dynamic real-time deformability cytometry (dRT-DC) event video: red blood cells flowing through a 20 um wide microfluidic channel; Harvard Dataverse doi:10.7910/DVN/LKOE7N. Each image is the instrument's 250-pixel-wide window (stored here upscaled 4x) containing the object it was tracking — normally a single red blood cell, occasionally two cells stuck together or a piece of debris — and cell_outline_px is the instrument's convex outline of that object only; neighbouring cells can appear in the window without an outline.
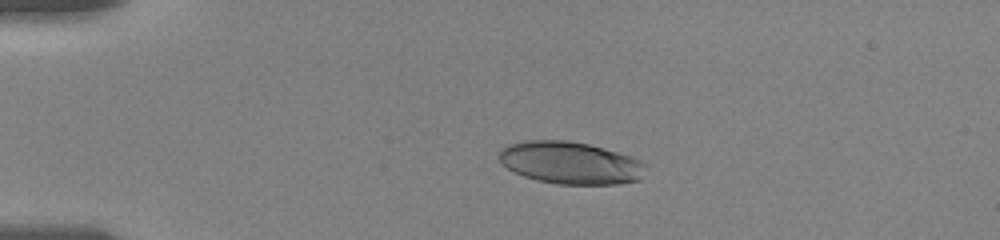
{"species": "human", "species_latin": "Homo sapiens", "temperature_condition": "room temperature", "stored_images_in_passage": 16, "camera_frame_rate_fps": 3000, "um_per_image_px": 0.085, "donor": {"sex": "female"}, "frame": {"image": 1, "passage_image": 10, "time_ms": 4.0, "image_size_px": [1000, 240], "cell_outline_px": [[648, 164], [640, 180], [620, 184], [556, 184], [536, 180], [524, 176], [508, 168], [500, 160], [500, 152], [508, 144], [528, 140], [568, 140], [588, 144], [604, 148], [640, 160]], "centroid_in_image_um": [48.52, 13.85], "position_along_channel_um": 36.5, "area_um2": 36.07}}
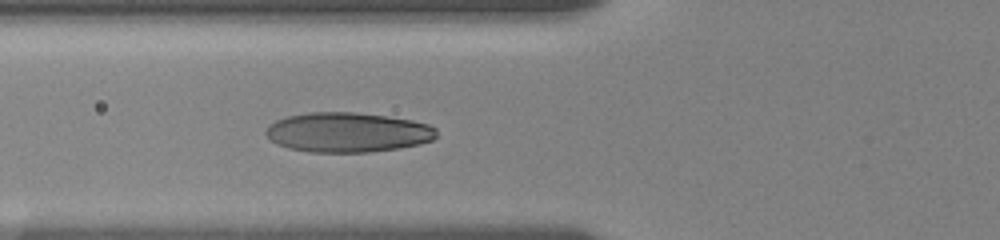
{"frame": {"image": 2, "passage_image": 16, "time_ms": 7.0, "image_size_px": [1000, 240], "cell_outline_px": [[436, 136], [432, 140], [420, 144], [400, 148], [368, 152], [312, 152], [288, 148], [276, 144], [264, 132], [268, 124], [276, 120], [288, 116], [308, 112], [356, 112], [412, 120], [428, 124], [436, 128]], "centroid_in_image_um": [29.53, 11.25], "position_along_channel_um": 96.3, "area_um2": 39.59}}